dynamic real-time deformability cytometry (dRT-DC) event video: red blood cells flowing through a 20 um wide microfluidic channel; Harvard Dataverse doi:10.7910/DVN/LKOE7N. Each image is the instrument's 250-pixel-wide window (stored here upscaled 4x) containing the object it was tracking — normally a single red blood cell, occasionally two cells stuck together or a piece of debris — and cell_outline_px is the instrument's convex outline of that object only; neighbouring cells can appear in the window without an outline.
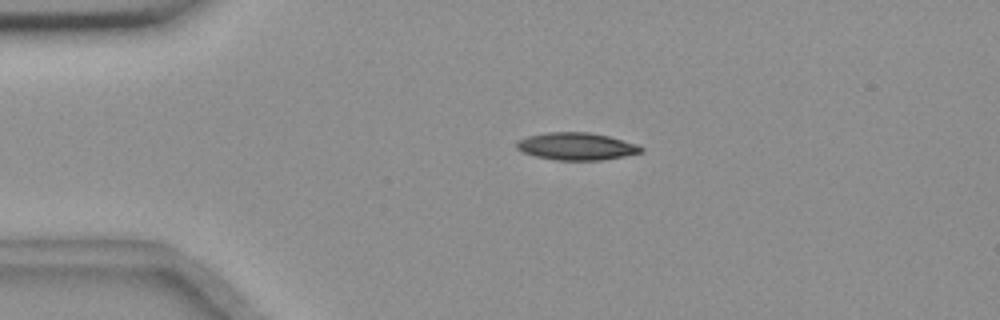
{"species": "common noctule bat (a hibernating species)", "species_latin": "Nyctalus noctula", "temperature_condition": "room temperature", "stored_images_in_passage": 4, "camera_frame_rate_fps": 3000, "um_per_image_px": 0.085, "animal": {"sex": "female", "body_mass_g": 18.4}, "frame": {"image": 1, "passage_image": 3, "time_ms": 2.333, "image_size_px": [1000, 320], "cell_outline_px": [[644, 152], [604, 160], [556, 160], [536, 156], [524, 152], [516, 148], [516, 144], [520, 140], [528, 136], [548, 132], [588, 132], [608, 136], [636, 144], [644, 148]], "centroid_in_image_um": [49.03, 12.44], "position_along_channel_um": 36.0, "area_um2": 19.71}}